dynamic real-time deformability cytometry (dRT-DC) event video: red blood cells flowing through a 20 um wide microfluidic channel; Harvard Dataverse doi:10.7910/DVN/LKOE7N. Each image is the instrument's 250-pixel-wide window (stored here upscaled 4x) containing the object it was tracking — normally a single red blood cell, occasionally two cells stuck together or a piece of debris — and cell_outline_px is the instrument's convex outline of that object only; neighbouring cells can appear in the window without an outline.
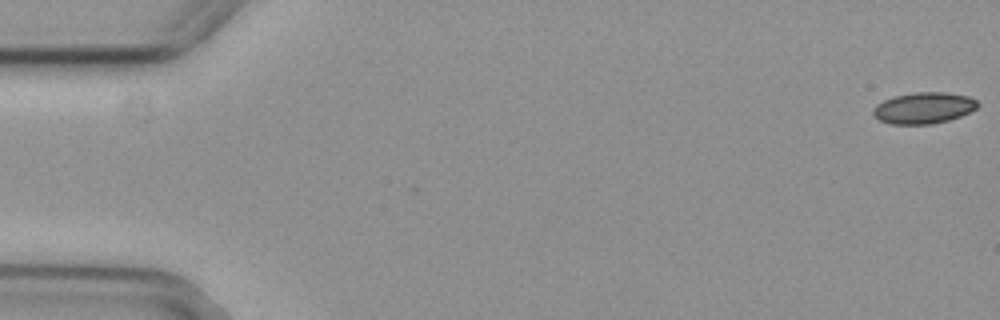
{"species": "common noctule bat (a hibernating species)", "species_latin": "Nyctalus noctula", "temperature_condition": "cold", "stored_images_in_passage": 6, "camera_frame_rate_fps": 3000, "um_per_image_px": 0.085, "animal": {"sex": "female", "body_mass_g": 29.2, "forearm_length_mm": 56.3}, "frame": {"image": 1, "passage_image": 1, "time_ms": 0.0, "image_size_px": [1000, 320], "cell_outline_px": [[980, 104], [976, 108], [960, 116], [948, 120], [932, 124], [892, 124], [880, 120], [872, 112], [872, 108], [876, 104], [884, 100], [896, 96], [916, 92], [944, 92], [968, 96], [976, 100]], "centroid_in_image_um": [78.51, 9.17], "position_along_channel_um": 6.5, "area_um2": 18.9}}
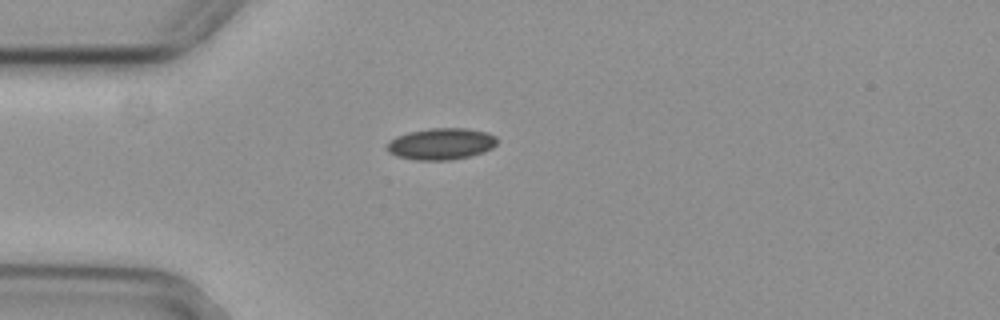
{"frame": {"image": 2, "passage_image": 5, "time_ms": 1.333, "image_size_px": [1000, 320], "cell_outline_px": [[496, 144], [492, 148], [484, 152], [452, 160], [416, 160], [396, 156], [388, 152], [384, 148], [396, 136], [408, 132], [428, 128], [468, 128], [488, 132], [496, 136]], "centroid_in_image_um": [37.49, 12.22], "position_along_channel_um": 47.5, "area_um2": 20.4}}